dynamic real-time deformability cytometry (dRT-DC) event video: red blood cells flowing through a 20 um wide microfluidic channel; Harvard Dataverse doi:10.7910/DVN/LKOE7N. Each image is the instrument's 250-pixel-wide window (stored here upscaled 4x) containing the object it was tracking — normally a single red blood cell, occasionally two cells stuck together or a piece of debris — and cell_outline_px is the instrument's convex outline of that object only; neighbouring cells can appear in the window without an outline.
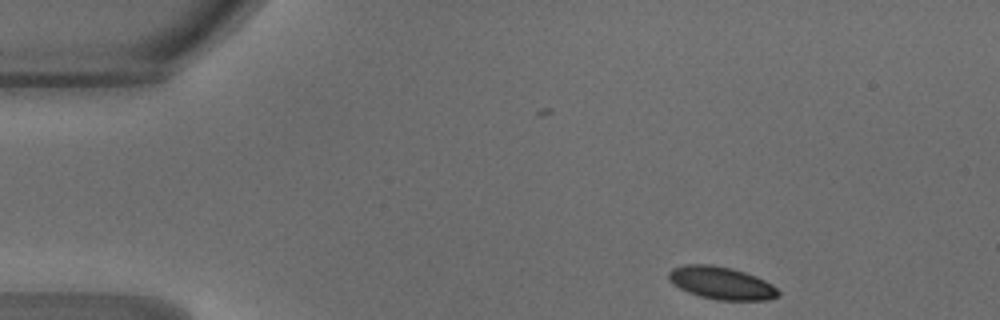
{"species": "common noctule bat (a hibernating species)", "species_latin": "Nyctalus noctula", "temperature_condition": "warm", "stored_images_in_passage": 42, "camera_frame_rate_fps": 3000, "um_per_image_px": 0.085, "animal": {"sex": "male", "body_mass_g": 18.8}, "frame": {"image": 1, "passage_image": 1, "time_ms": 0.0, "image_size_px": [1000, 320], "cell_outline_px": [[780, 296], [768, 300], [716, 300], [700, 296], [688, 292], [672, 284], [668, 280], [668, 272], [672, 268], [684, 264], [712, 264], [732, 268], [756, 276], [772, 284], [780, 292]], "centroid_in_image_um": [61.3, 24.05], "position_along_channel_um": 23.7, "area_um2": 21.04}}
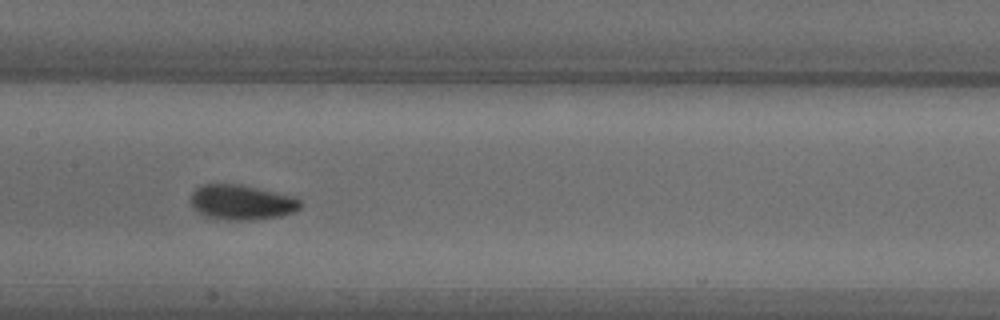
{"frame": {"image": 2, "passage_image": 18, "time_ms": 5.667, "image_size_px": [1000, 320], "cell_outline_px": [[304, 204], [300, 208], [292, 212], [280, 216], [252, 220], [228, 220], [204, 216], [192, 208], [192, 192], [196, 188], [204, 184], [240, 184], [296, 196]], "centroid_in_image_um": [20.57, 17.19], "position_along_channel_um": 186.8, "area_um2": 22.54}}
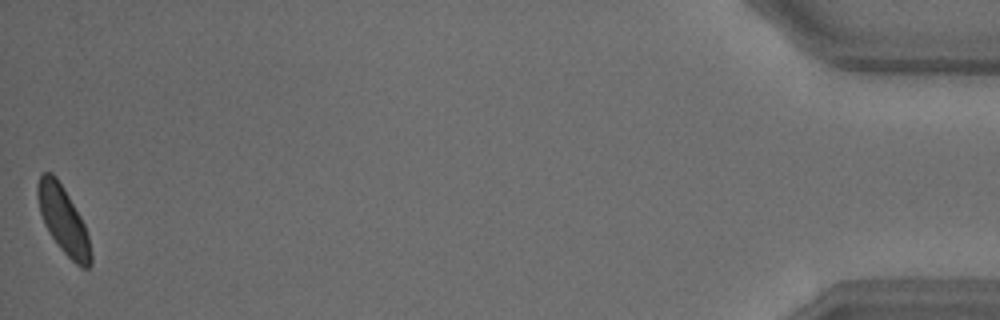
{"frame": {"image": 3, "passage_image": 42, "time_ms": 13.667, "image_size_px": [1000, 320], "cell_outline_px": [[92, 264], [88, 268], [80, 268], [60, 248], [48, 232], [44, 224], [40, 212], [36, 196], [36, 184], [40, 172], [52, 172], [56, 176], [64, 188], [80, 216], [84, 224], [88, 236], [92, 256]], "centroid_in_image_um": [5.35, 18.68], "position_along_channel_um": 429.8, "area_um2": 20.98}, "authors_computed_cell_mechanics": {"area_um2": 21.3282, "velocity_mm_per_s": 4.2116, "shape_relaxation_time_tau1_ms": 5.7453, "shape_relaxation_time_tau2_ms": 3.4871, "deformation_change_tau1": 0.146, "deformation_change_tau2": 0.0737}}